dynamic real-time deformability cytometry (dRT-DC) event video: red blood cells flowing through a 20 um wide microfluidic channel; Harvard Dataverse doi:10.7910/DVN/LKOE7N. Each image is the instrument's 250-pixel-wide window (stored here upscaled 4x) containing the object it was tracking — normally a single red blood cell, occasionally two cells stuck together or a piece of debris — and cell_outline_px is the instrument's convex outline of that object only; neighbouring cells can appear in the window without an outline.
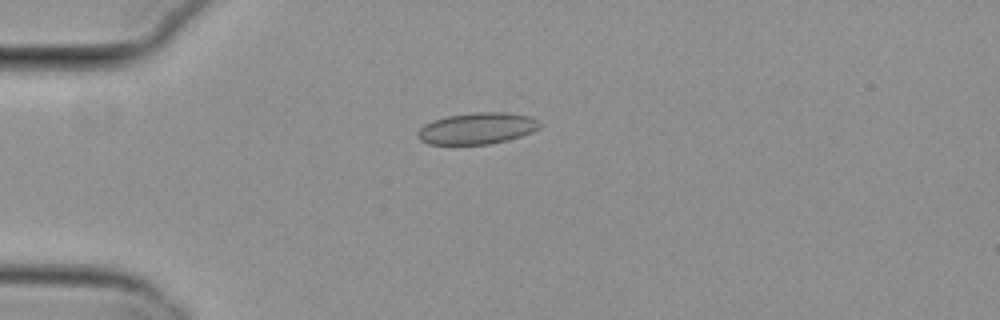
{"species": "common noctule bat (a hibernating species)", "species_latin": "Nyctalus noctula", "temperature_condition": "cold", "stored_images_in_passage": 5, "camera_frame_rate_fps": 3000, "um_per_image_px": 0.085, "animal": {"sex": "female", "body_mass_g": 29.2, "forearm_length_mm": 56.3}, "frame": {"image": 1, "passage_image": 5, "time_ms": 1.333, "image_size_px": [1000, 320], "cell_outline_px": [[540, 128], [532, 132], [508, 140], [488, 144], [428, 144], [420, 140], [416, 136], [416, 132], [424, 124], [432, 120], [448, 116], [476, 112], [504, 112], [532, 116], [540, 120]], "centroid_in_image_um": [40.56, 10.91], "position_along_channel_um": 44.4, "area_um2": 22.54}}